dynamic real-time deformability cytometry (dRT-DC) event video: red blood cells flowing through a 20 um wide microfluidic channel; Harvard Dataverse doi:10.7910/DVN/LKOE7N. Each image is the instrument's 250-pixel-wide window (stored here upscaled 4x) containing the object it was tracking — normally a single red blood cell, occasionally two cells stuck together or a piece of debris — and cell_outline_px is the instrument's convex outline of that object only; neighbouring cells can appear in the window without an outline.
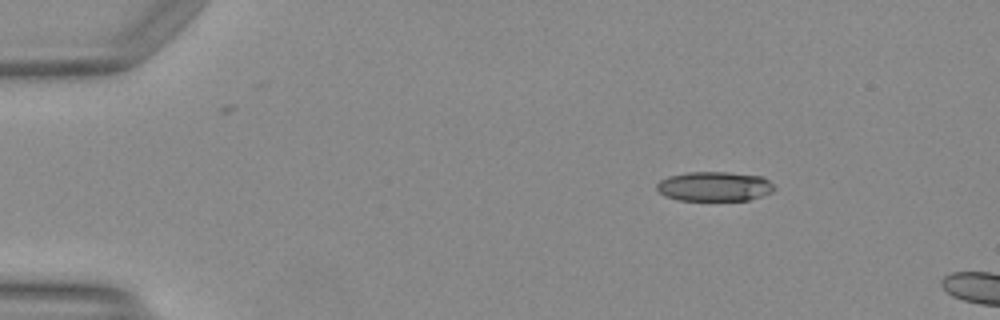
{"species": "Egyptian fruit bat (a non-hibernating species)", "species_latin": "Rousettus aegyptiacus", "temperature_condition": "warm", "stored_images_in_passage": 5, "camera_frame_rate_fps": 3000, "um_per_image_px": 0.085, "animal": {"sex": "female"}, "frame": {"image": 1, "passage_image": 1, "time_ms": 0.0, "image_size_px": [1000, 320], "cell_outline_px": [[776, 188], [772, 192], [748, 200], [676, 200], [664, 196], [656, 188], [656, 184], [660, 180], [668, 176], [688, 172], [728, 172], [760, 176], [768, 180]], "centroid_in_image_um": [60.69, 15.84], "position_along_channel_um": 24.3, "area_um2": 20.23}}